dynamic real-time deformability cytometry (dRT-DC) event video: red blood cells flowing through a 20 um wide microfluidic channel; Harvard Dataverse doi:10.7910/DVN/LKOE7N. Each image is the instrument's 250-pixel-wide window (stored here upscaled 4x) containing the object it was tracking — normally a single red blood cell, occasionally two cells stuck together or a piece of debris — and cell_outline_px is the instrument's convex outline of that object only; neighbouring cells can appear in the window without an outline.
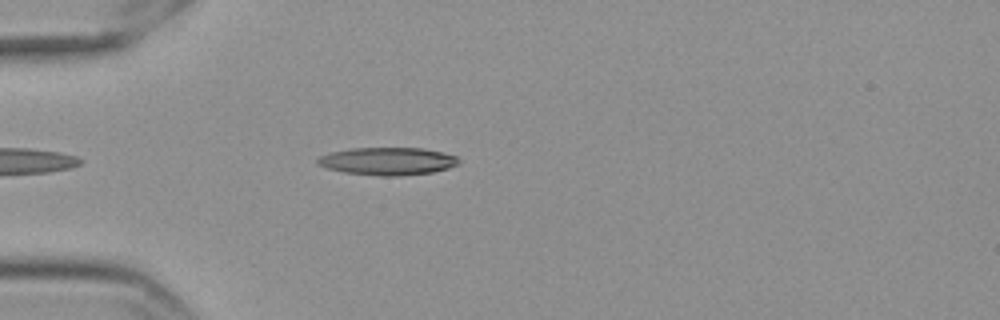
{"species": "Egyptian fruit bat (a non-hibernating species)", "species_latin": "Rousettus aegyptiacus", "temperature_condition": "cold", "stored_images_in_passage": 7, "camera_frame_rate_fps": 3000, "um_per_image_px": 0.085, "frame": {"image": 1, "passage_image": 5, "time_ms": 1.333, "image_size_px": [1000, 320], "cell_outline_px": [[460, 164], [448, 168], [432, 172], [400, 176], [380, 176], [344, 172], [328, 168], [316, 164], [316, 160], [320, 156], [332, 152], [352, 148], [420, 148], [444, 152], [456, 156], [460, 160]], "centroid_in_image_um": [32.98, 13.7], "position_along_channel_um": 52.0, "area_um2": 22.77}}